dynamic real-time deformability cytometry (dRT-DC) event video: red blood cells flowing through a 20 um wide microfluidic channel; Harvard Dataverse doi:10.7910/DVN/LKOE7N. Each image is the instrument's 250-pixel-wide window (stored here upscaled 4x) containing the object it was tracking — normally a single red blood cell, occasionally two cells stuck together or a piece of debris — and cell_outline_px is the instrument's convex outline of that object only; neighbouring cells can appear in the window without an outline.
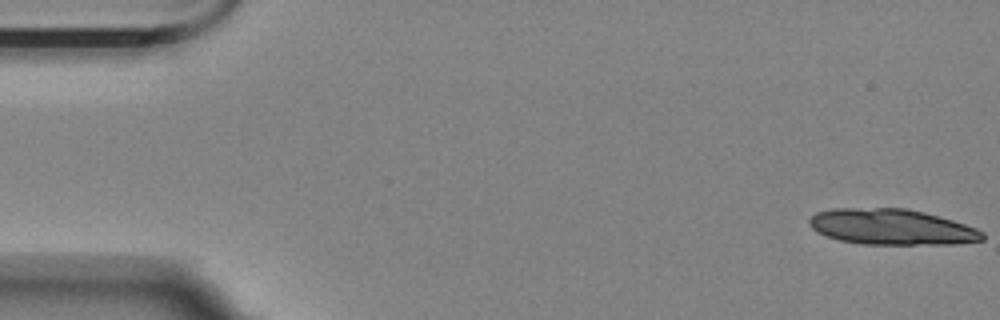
{"species": "Egyptian fruit bat (a non-hibernating species)", "species_latin": "Rousettus aegyptiacus", "temperature_condition": "room temperature", "stored_images_in_passage": 16, "camera_frame_rate_fps": 3000, "um_per_image_px": 0.085, "animal": {"sex": "female"}, "frame": {"image": 1, "passage_image": 1, "time_ms": 0.0, "image_size_px": [1000, 320], "cell_outline_px": [[984, 240], [956, 244], [860, 244], [840, 240], [816, 232], [808, 224], [808, 220], [816, 212], [832, 208], [908, 208], [924, 212], [952, 220], [976, 228], [984, 232]], "centroid_in_image_um": [75.78, 19.29], "position_along_channel_um": 9.2, "area_um2": 36.18}}